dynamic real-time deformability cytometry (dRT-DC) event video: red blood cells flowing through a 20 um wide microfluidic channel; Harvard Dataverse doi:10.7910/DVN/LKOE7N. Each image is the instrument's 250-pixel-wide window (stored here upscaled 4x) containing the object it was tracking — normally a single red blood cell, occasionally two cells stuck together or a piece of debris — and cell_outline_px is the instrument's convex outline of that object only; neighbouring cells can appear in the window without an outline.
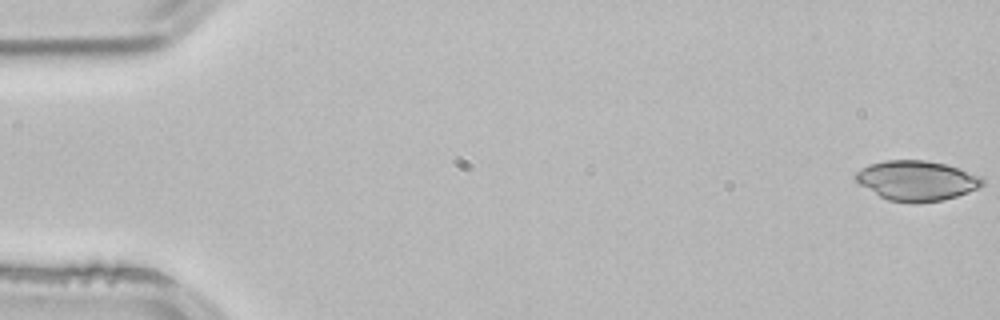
{"species": "common noctule bat (a hibernating species)", "species_latin": "Nyctalus noctula", "temperature_condition": "room temperature", "stored_images_in_passage": 3, "camera_frame_rate_fps": 3000, "um_per_image_px": 0.085, "animal": {"sex": "male", "body_mass_g": 21.5, "forearm_length_mm": 52.0}, "frame": {"image": 1, "passage_image": 1, "time_ms": 0.0, "image_size_px": [1000, 320], "cell_outline_px": [[984, 184], [980, 188], [944, 200], [912, 204], [888, 200], [880, 196], [860, 184], [856, 180], [856, 172], [868, 164], [884, 160], [924, 160], [944, 164], [960, 168], [980, 176], [984, 180]], "centroid_in_image_um": [77.94, 15.36], "position_along_channel_um": 7.1, "area_um2": 29.59}}